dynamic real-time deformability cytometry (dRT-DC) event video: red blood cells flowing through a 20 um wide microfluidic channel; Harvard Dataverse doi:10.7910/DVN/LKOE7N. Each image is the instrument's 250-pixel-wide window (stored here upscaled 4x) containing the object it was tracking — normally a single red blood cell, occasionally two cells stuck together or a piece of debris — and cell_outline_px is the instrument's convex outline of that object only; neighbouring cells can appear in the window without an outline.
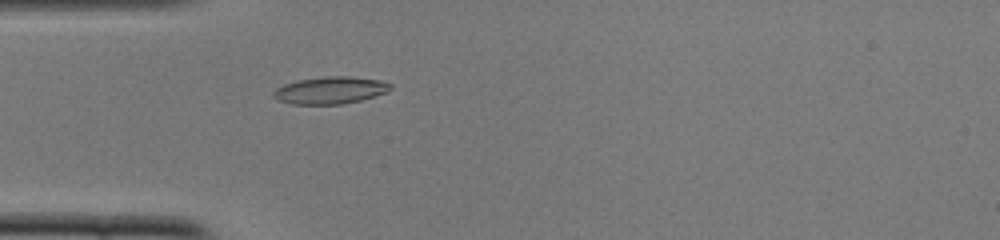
{"species": "common noctule bat (a hibernating species)", "species_latin": "Nyctalus noctula", "temperature_condition": "cold", "stored_images_in_passage": 50, "camera_frame_rate_fps": 3000, "um_per_image_px": 0.085, "animal": {"sex": "female", "body_mass_g": 22.0, "forearm_length_mm": 56.7}, "frame": {"image": 1, "passage_image": 14, "time_ms": 4.333, "image_size_px": [1000, 240], "cell_outline_px": [[392, 88], [388, 92], [360, 100], [340, 104], [292, 104], [276, 100], [272, 96], [272, 92], [276, 88], [284, 84], [296, 80], [324, 76], [348, 76], [380, 80], [392, 84]], "centroid_in_image_um": [28.04, 7.67], "position_along_channel_um": 57.0, "area_um2": 18.67}}
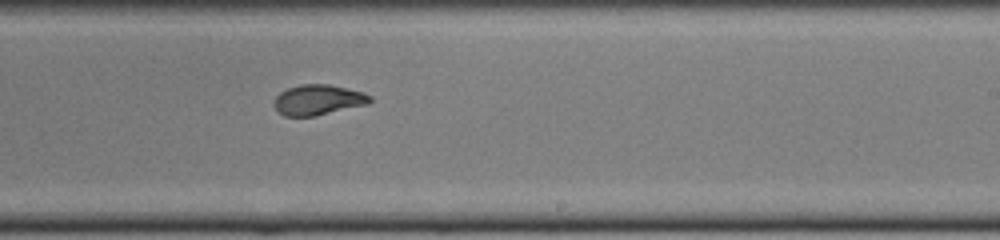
{"frame": {"image": 2, "passage_image": 30, "time_ms": 9.667, "image_size_px": [1000, 240], "cell_outline_px": [[372, 100], [368, 104], [316, 116], [284, 116], [272, 104], [272, 100], [280, 92], [288, 88], [300, 84], [328, 84], [364, 92], [372, 96]], "centroid_in_image_um": [27.04, 8.49], "position_along_channel_um": 262.0, "area_um2": 17.11}}
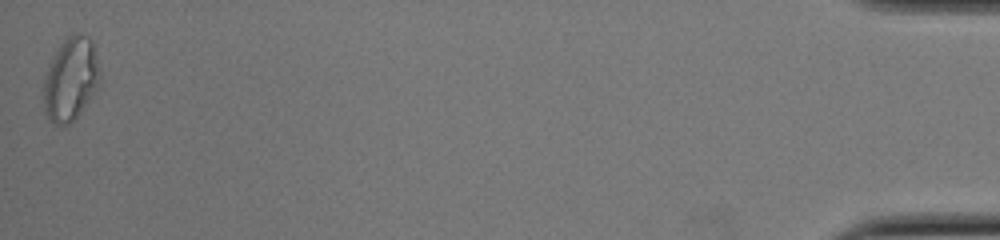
{"frame": {"image": 3, "passage_image": 50, "time_ms": 16.333, "image_size_px": [1000, 240], "cell_outline_px": [[100, 84], [80, 112], [68, 124], [52, 124], [48, 120], [44, 112], [44, 76], [52, 56], [60, 44], [72, 32], [80, 32], [88, 36], [92, 40], [100, 76]], "centroid_in_image_um": [5.99, 6.7], "position_along_channel_um": 429.2, "area_um2": 27.34}, "authors_computed_cell_mechanics": {"area_um2": 17.4845, "velocity_mm_per_s": 3.907, "shape_relaxation_time_tau1_ms": 3.9999, "shape_relaxation_time_tau2_ms": 1.3577, "deformation_change_tau1": 0.1682, "deformation_change_tau2": 0.0436}}